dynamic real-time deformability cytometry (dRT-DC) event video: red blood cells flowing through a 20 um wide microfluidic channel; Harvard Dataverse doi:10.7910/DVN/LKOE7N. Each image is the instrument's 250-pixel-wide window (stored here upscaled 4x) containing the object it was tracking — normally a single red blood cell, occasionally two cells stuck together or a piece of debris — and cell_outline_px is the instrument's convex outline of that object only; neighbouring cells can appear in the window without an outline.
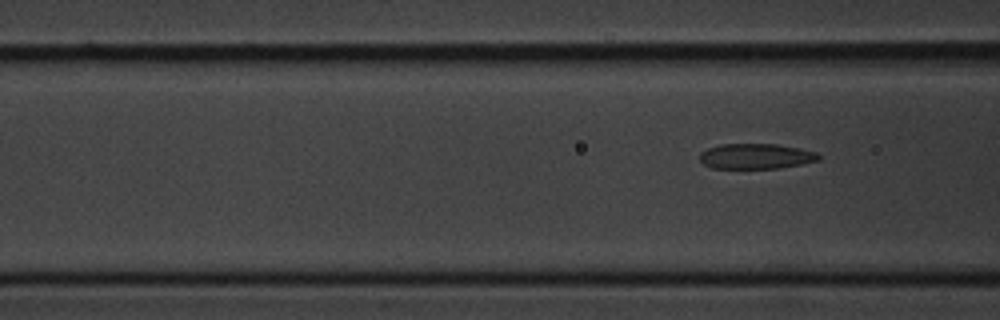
{"species": "common noctule bat (a hibernating species)", "species_latin": "Nyctalus noctula", "temperature_condition": "cold", "stored_images_in_passage": 3, "camera_frame_rate_fps": 3000, "um_per_image_px": 0.085, "animal": {"sex": "male", "body_mass_g": 20.1, "forearm_length_mm": 53.5}, "frame": {"image": 1, "passage_image": 3, "time_ms": 3.333, "image_size_px": [1000, 320], "cell_outline_px": [[820, 160], [780, 168], [712, 168], [704, 164], [700, 160], [700, 152], [708, 148], [720, 144], [776, 144], [816, 152], [820, 156]], "centroid_in_image_um": [64.23, 13.28], "position_along_channel_um": 102.4, "area_um2": 17.4}}